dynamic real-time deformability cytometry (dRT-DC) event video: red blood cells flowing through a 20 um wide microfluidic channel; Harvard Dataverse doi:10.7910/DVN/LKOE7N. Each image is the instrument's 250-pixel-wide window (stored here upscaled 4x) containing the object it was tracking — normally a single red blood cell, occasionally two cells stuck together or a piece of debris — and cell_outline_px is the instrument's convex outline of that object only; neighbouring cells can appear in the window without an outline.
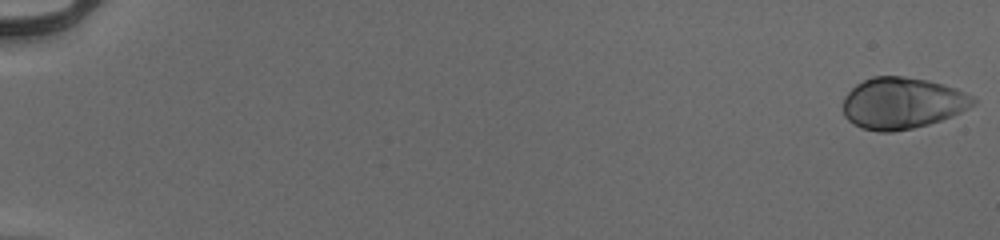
{"species": "human", "species_latin": "Homo sapiens", "temperature_condition": "cold", "stored_images_in_passage": 54, "camera_frame_rate_fps": 3000, "um_per_image_px": 0.085, "donor": {"sex": "male"}, "frame": {"image": 1, "passage_image": 1, "time_ms": 0.0, "image_size_px": [1000, 240], "cell_outline_px": [[976, 104], [952, 116], [928, 124], [912, 128], [892, 132], [876, 132], [860, 128], [852, 124], [844, 116], [844, 96], [856, 84], [872, 76], [904, 76], [928, 80], [944, 84], [956, 88], [972, 96], [976, 100]], "centroid_in_image_um": [76.67, 8.77], "position_along_channel_um": 8.3, "area_um2": 39.19}}
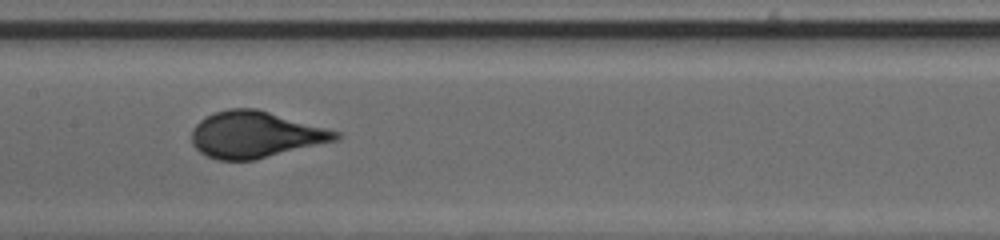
{"frame": {"image": 2, "passage_image": 30, "time_ms": 9.667, "image_size_px": [1000, 240], "cell_outline_px": [[344, 136], [340, 140], [256, 160], [216, 160], [200, 152], [192, 144], [192, 128], [204, 116], [228, 108], [256, 108], [340, 132]], "centroid_in_image_um": [21.73, 11.45], "position_along_channel_um": 185.7, "area_um2": 39.3}}
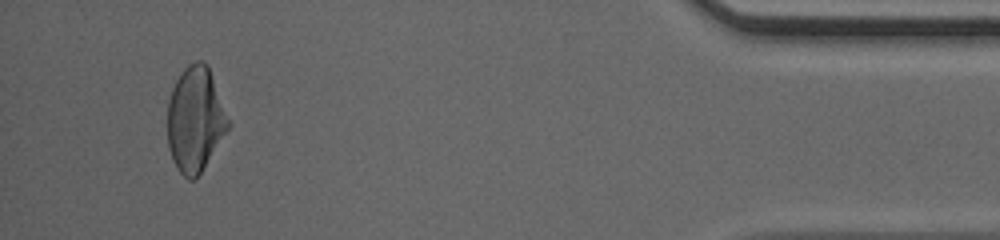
{"frame": {"image": 3, "passage_image": 52, "time_ms": 17.0, "image_size_px": [1000, 240], "cell_outline_px": [[232, 124], [228, 132], [200, 172], [192, 180], [188, 180], [176, 168], [172, 160], [168, 148], [168, 100], [172, 88], [176, 80], [184, 68], [188, 64], [196, 60], [204, 60], [208, 64]], "centroid_in_image_um": [16.62, 10.12], "position_along_channel_um": 418.6, "area_um2": 37.63}}